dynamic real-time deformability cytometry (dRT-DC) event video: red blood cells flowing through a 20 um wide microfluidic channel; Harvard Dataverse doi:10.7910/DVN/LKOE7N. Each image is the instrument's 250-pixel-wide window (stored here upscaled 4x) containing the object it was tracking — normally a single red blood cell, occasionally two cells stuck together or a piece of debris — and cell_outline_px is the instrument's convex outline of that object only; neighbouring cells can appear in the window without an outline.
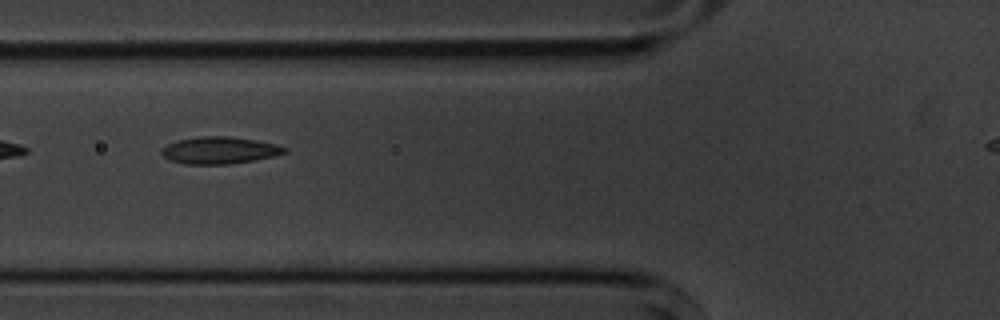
{"species": "common noctule bat (a hibernating species)", "species_latin": "Nyctalus noctula", "temperature_condition": "cold", "stored_images_in_passage": 4, "camera_frame_rate_fps": 3000, "um_per_image_px": 0.085, "animal": {"sex": "male", "body_mass_g": 20.1, "forearm_length_mm": 53.5}, "frame": {"image": 1, "passage_image": 2, "time_ms": 1.333, "image_size_px": [1000, 320], "cell_outline_px": [[288, 152], [272, 156], [252, 160], [228, 164], [184, 164], [168, 160], [160, 152], [160, 148], [176, 140], [200, 136], [228, 136], [256, 140], [276, 144], [288, 148]], "centroid_in_image_um": [18.62, 12.77], "position_along_channel_um": 107.2, "area_um2": 19.42}}
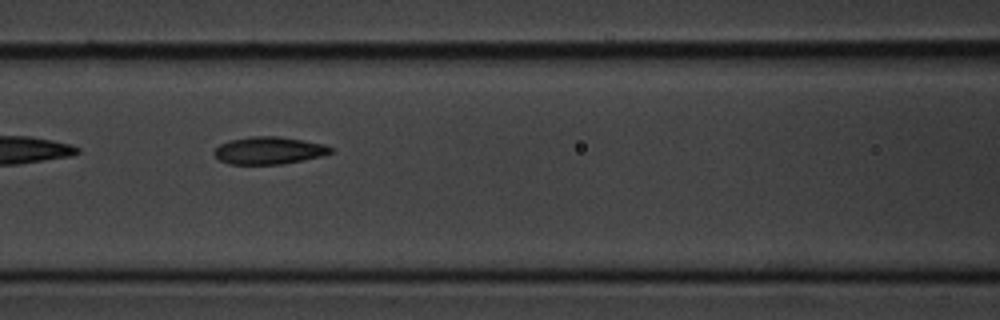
{"frame": {"image": 2, "passage_image": 3, "time_ms": 2.333, "image_size_px": [1000, 320], "cell_outline_px": [[332, 152], [320, 156], [280, 164], [228, 164], [220, 160], [212, 152], [220, 144], [228, 140], [252, 136], [280, 136], [324, 144], [332, 148]], "centroid_in_image_um": [22.81, 12.78], "position_along_channel_um": 143.8, "area_um2": 18.44}}
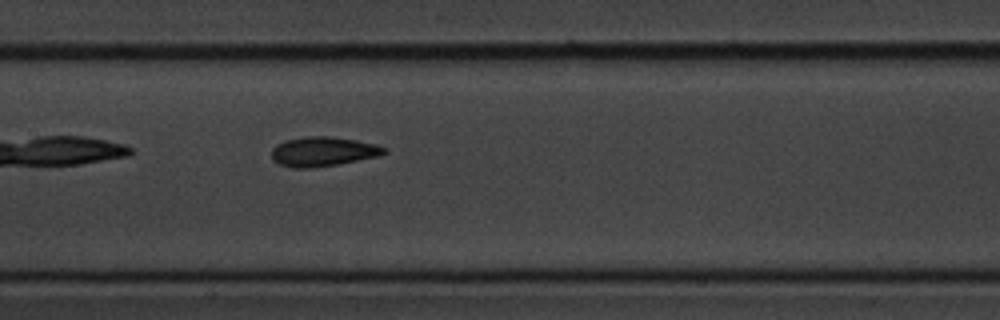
{"frame": {"image": 3, "passage_image": 4, "time_ms": 3.333, "image_size_px": [1000, 320], "cell_outline_px": [[388, 152], [380, 156], [340, 164], [312, 168], [292, 168], [280, 164], [272, 160], [272, 148], [276, 144], [284, 140], [308, 136], [332, 136], [356, 140], [376, 144], [388, 148]], "centroid_in_image_um": [27.48, 12.88], "position_along_channel_um": 179.9, "area_um2": 19.71}}